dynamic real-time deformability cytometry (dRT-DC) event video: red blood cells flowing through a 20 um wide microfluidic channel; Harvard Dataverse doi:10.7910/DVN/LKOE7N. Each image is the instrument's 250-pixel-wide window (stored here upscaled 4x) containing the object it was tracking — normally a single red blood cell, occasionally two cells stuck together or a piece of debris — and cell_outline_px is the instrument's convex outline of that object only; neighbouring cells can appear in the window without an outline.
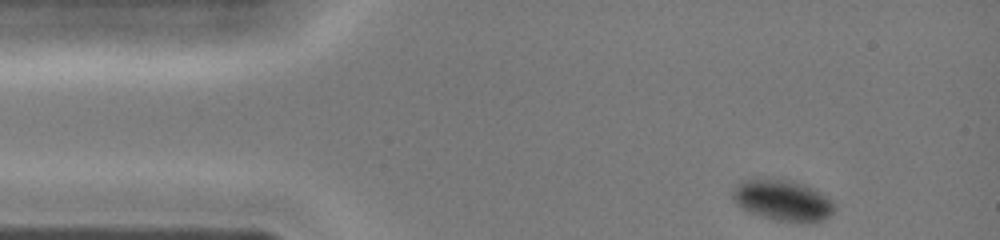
{"species": "common noctule bat (a hibernating species)", "species_latin": "Nyctalus noctula", "temperature_condition": "cold", "stored_images_in_passage": 34, "camera_frame_rate_fps": 3000, "um_per_image_px": 0.085, "animal": {"sex": "female", "body_mass_g": 19.0, "forearm_length_mm": 51.5}, "frame": {"image": 1, "passage_image": 1, "time_ms": 0.0, "image_size_px": [1000, 240], "cell_outline_px": [[836, 208], [828, 216], [820, 220], [776, 220], [740, 208], [736, 204], [732, 196], [732, 188], [736, 184], [744, 180], [792, 180], [804, 184], [820, 192], [832, 200]], "centroid_in_image_um": [66.5, 17.0], "position_along_channel_um": 18.5, "area_um2": 23.47}}
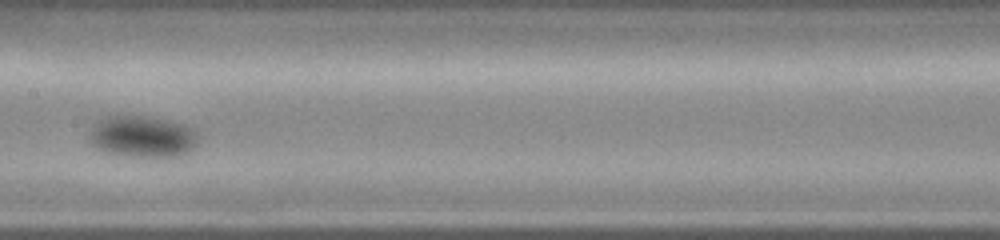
{"frame": {"image": 2, "passage_image": 17, "time_ms": 5.333, "image_size_px": [1000, 240], "cell_outline_px": [[200, 144], [188, 152], [180, 156], [132, 156], [108, 152], [96, 148], [88, 140], [88, 128], [96, 120], [112, 112], [120, 112], [152, 116], [184, 124], [200, 132]], "centroid_in_image_um": [12.08, 11.53], "position_along_channel_um": 195.3, "area_um2": 27.92}}
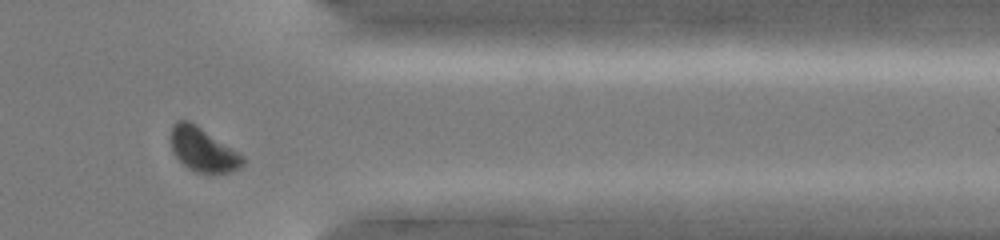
{"frame": {"image": 3, "passage_image": 30, "time_ms": 9.667, "image_size_px": [1000, 240], "cell_outline_px": [[244, 164], [240, 168], [228, 172], [196, 172], [188, 168], [172, 152], [168, 136], [172, 124], [176, 120], [188, 120], [196, 124], [244, 156]], "centroid_in_image_um": [17.19, 12.68], "position_along_channel_um": 394.2, "area_um2": 18.5}}